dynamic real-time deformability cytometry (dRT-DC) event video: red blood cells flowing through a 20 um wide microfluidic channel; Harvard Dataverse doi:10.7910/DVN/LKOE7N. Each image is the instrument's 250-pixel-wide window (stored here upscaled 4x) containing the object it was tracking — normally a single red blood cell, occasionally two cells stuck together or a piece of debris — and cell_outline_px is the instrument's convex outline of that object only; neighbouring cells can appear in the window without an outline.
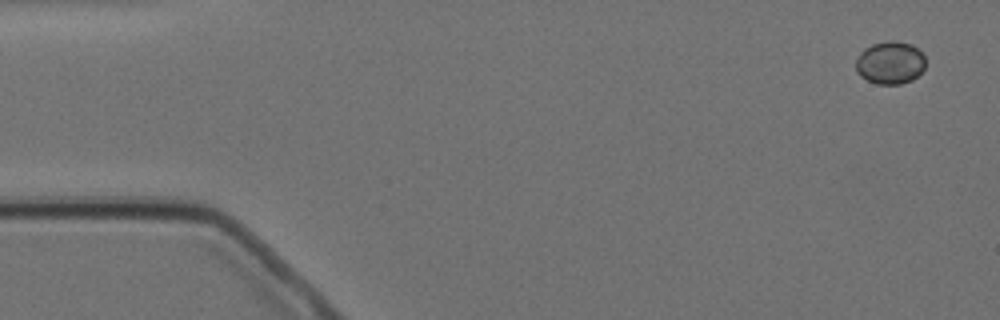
{"species": "Egyptian fruit bat (a non-hibernating species)", "species_latin": "Rousettus aegyptiacus", "temperature_condition": "cold", "stored_images_in_passage": 6, "camera_frame_rate_fps": 3000, "um_per_image_px": 0.085, "animal": {"sex": "female"}, "frame": {"image": 1, "passage_image": 1, "time_ms": 0.0, "image_size_px": [1000, 320], "cell_outline_px": [[924, 68], [912, 80], [900, 84], [876, 84], [860, 76], [856, 72], [856, 60], [860, 52], [864, 48], [872, 44], [892, 40], [896, 40], [912, 44], [924, 56]], "centroid_in_image_um": [75.64, 5.32], "position_along_channel_um": 9.4, "area_um2": 17.34}}
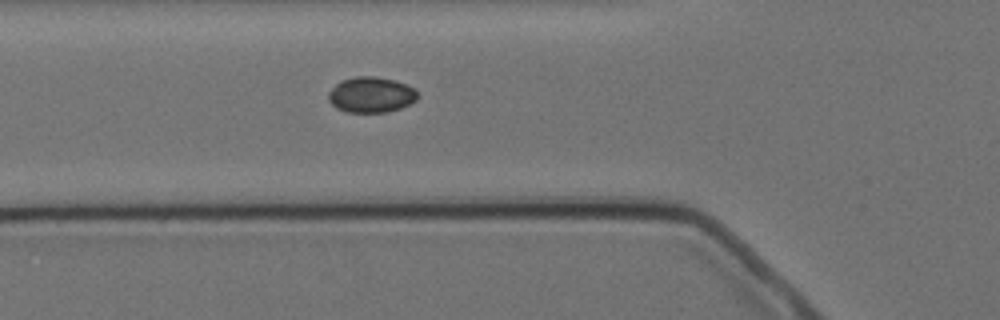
{"frame": {"image": 2, "passage_image": 6, "time_ms": 5.667, "image_size_px": [1000, 320], "cell_outline_px": [[420, 96], [416, 100], [400, 108], [388, 112], [348, 112], [336, 108], [328, 100], [328, 92], [340, 80], [356, 76], [372, 76], [396, 80], [412, 88]], "centroid_in_image_um": [31.52, 8.05], "position_along_channel_um": 94.3, "area_um2": 18.5}}